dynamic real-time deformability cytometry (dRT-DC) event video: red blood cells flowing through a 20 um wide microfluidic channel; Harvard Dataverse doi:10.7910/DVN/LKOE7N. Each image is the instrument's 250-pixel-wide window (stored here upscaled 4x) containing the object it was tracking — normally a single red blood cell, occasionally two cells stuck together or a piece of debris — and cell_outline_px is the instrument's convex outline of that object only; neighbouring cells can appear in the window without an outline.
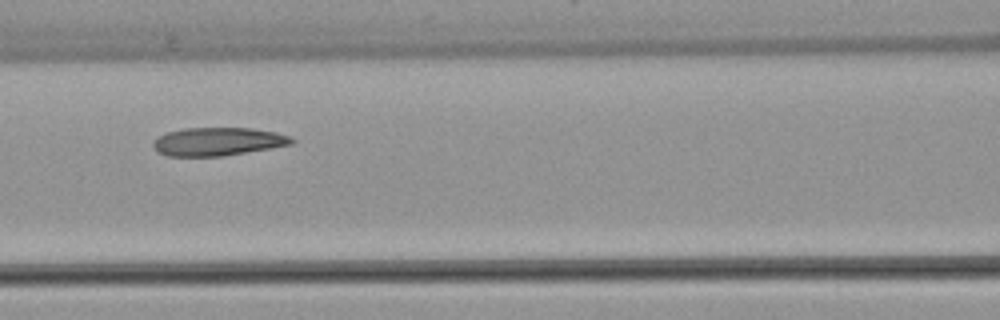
{"species": "common noctule bat (a hibernating species)", "species_latin": "Nyctalus noctula", "temperature_condition": "warm", "stored_images_in_passage": 4, "camera_frame_rate_fps": 3000, "um_per_image_px": 0.085, "animal": {"sex": "female", "body_mass_g": 22.7, "forearm_length_mm": 54.2}, "frame": {"image": 1, "passage_image": 3, "time_ms": 3.333, "image_size_px": [1000, 320], "cell_outline_px": [[296, 140], [292, 144], [272, 148], [224, 156], [168, 156], [156, 152], [152, 144], [160, 136], [168, 132], [184, 128], [252, 128], [276, 132], [292, 136]], "centroid_in_image_um": [18.57, 12.04], "position_along_channel_um": 148.0, "area_um2": 22.89}}